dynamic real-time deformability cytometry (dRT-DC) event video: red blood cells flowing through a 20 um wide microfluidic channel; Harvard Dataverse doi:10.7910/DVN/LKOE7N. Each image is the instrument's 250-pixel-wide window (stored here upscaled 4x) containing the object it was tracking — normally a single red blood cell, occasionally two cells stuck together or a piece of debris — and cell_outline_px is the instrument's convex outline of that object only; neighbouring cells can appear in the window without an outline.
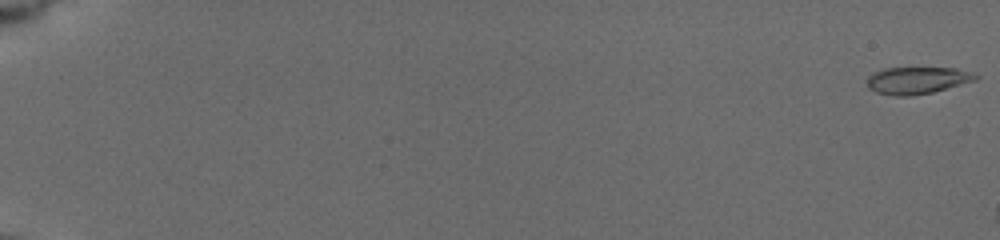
{"species": "common noctule bat (a hibernating species)", "species_latin": "Nyctalus noctula", "temperature_condition": "cold", "stored_images_in_passage": 7, "camera_frame_rate_fps": 3000, "um_per_image_px": 0.085, "animal": {"sex": "female", "body_mass_g": 19.5, "forearm_length_mm": 54.1}, "frame": {"image": 1, "passage_image": 1, "time_ms": 0.0, "image_size_px": [1000, 240], "cell_outline_px": [[980, 76], [976, 80], [932, 92], [908, 96], [896, 96], [876, 92], [868, 88], [868, 76], [872, 72], [884, 68], [956, 68], [972, 72]], "centroid_in_image_um": [77.95, 6.82], "position_along_channel_um": 7.0, "area_um2": 17.05}}